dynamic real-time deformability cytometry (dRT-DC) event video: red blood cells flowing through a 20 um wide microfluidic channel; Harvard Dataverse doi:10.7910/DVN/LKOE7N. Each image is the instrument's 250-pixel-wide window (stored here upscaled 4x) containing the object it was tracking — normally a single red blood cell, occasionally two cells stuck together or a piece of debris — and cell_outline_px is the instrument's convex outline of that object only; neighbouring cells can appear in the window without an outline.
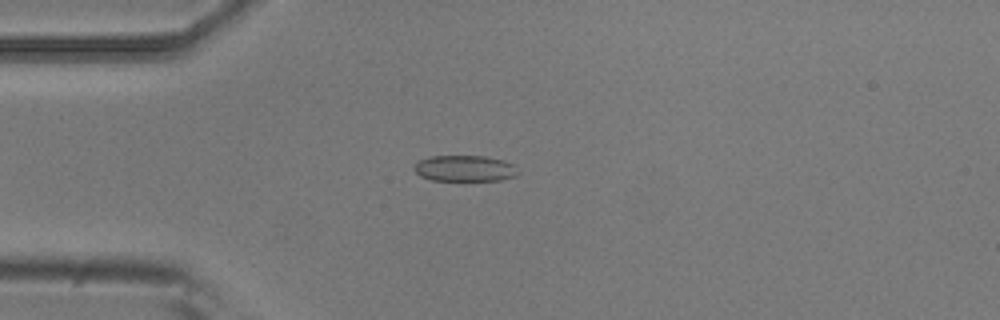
{"species": "common noctule bat (a hibernating species)", "species_latin": "Nyctalus noctula", "temperature_condition": "room temperature", "stored_images_in_passage": 3, "camera_frame_rate_fps": 3000, "um_per_image_px": 0.085, "animal": {"sex": "male", "body_mass_g": 20.5, "forearm_length_mm": 52.5}, "frame": {"image": 1, "passage_image": 3, "time_ms": 0.667, "image_size_px": [1000, 320], "cell_outline_px": [[520, 172], [516, 176], [500, 180], [432, 180], [420, 176], [412, 168], [420, 160], [432, 156], [484, 156], [504, 160], [512, 164]], "centroid_in_image_um": [39.52, 14.31], "position_along_channel_um": 45.5, "area_um2": 15.72}}